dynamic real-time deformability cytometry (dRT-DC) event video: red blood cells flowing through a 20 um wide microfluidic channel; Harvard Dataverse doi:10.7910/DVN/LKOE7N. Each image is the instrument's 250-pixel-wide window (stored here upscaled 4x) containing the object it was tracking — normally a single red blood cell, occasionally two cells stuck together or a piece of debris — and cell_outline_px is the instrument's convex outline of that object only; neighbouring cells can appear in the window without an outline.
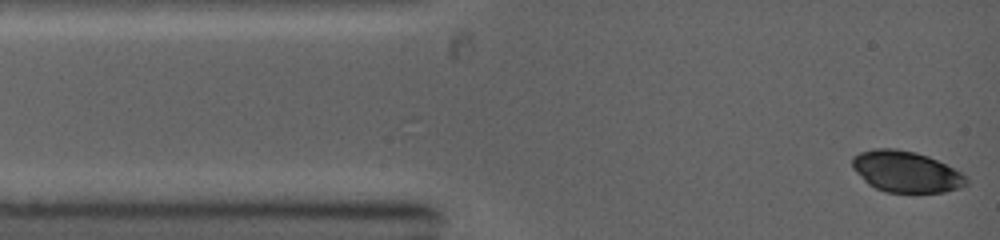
{"species": "common noctule bat (a hibernating species)", "species_latin": "Nyctalus noctula", "temperature_condition": "warm", "stored_images_in_passage": 10, "camera_frame_rate_fps": 5000, "um_per_image_px": 0.085, "animal": {"sex": "female", "body_mass_g": 19.0, "forearm_length_mm": 53.3}, "frame": {"image": 1, "passage_image": 1, "time_ms": 0.0, "image_size_px": [1000, 240], "cell_outline_px": [[968, 184], [960, 188], [944, 192], [888, 192], [876, 188], [868, 184], [852, 168], [852, 156], [860, 152], [876, 148], [896, 148], [916, 152], [928, 156], [960, 172], [968, 180]], "centroid_in_image_um": [76.99, 14.58], "position_along_channel_um": 8.0, "area_um2": 27.22}}
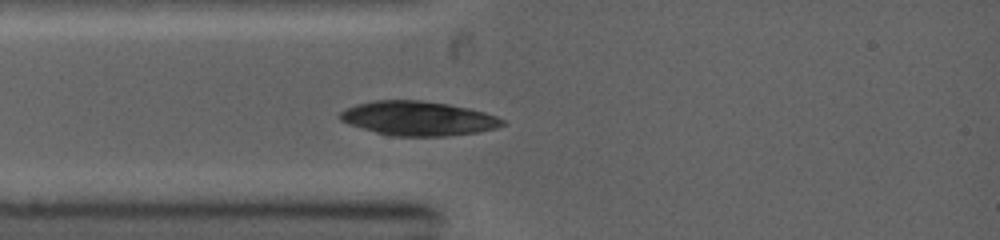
{"frame": {"image": 2, "passage_image": 4, "time_ms": 2.2, "image_size_px": [1000, 240], "cell_outline_px": [[504, 124], [496, 128], [476, 132], [448, 136], [392, 136], [376, 132], [348, 124], [340, 120], [340, 112], [344, 108], [356, 104], [372, 100], [420, 100], [448, 104], [468, 108], [484, 112], [496, 116], [504, 120]], "centroid_in_image_um": [35.51, 10.06], "position_along_channel_um": 49.5, "area_um2": 32.43}}